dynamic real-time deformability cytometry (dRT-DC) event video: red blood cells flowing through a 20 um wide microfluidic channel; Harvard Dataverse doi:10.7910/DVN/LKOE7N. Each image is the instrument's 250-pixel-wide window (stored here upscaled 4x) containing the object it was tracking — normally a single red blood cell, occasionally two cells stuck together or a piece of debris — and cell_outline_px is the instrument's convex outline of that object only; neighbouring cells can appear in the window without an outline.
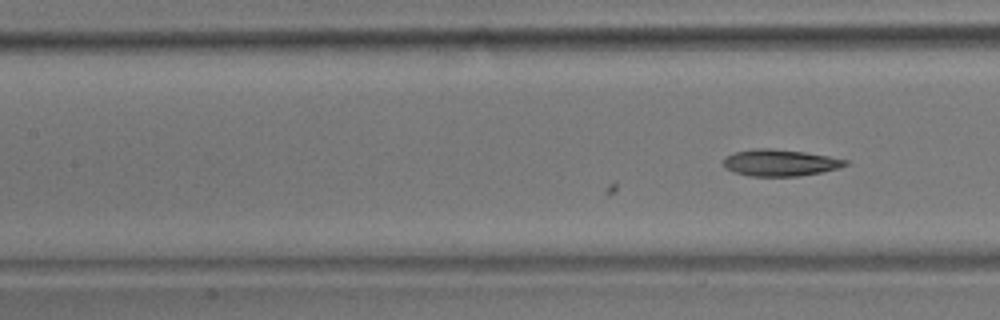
{"species": "common noctule bat (a hibernating species)", "species_latin": "Nyctalus noctula", "temperature_condition": "room temperature", "stored_images_in_passage": 10, "camera_frame_rate_fps": 3000, "um_per_image_px": 0.085, "animal": {"sex": "male", "body_mass_g": 17.9}, "frame": {"image": 1, "passage_image": 10, "time_ms": 3.0, "image_size_px": [1000, 320], "cell_outline_px": [[848, 164], [836, 168], [820, 172], [800, 176], [748, 176], [732, 172], [724, 168], [724, 156], [732, 152], [752, 148], [772, 148], [804, 152], [828, 156], [848, 160]], "centroid_in_image_um": [66.22, 13.82], "position_along_channel_um": 141.2, "area_um2": 19.07}}